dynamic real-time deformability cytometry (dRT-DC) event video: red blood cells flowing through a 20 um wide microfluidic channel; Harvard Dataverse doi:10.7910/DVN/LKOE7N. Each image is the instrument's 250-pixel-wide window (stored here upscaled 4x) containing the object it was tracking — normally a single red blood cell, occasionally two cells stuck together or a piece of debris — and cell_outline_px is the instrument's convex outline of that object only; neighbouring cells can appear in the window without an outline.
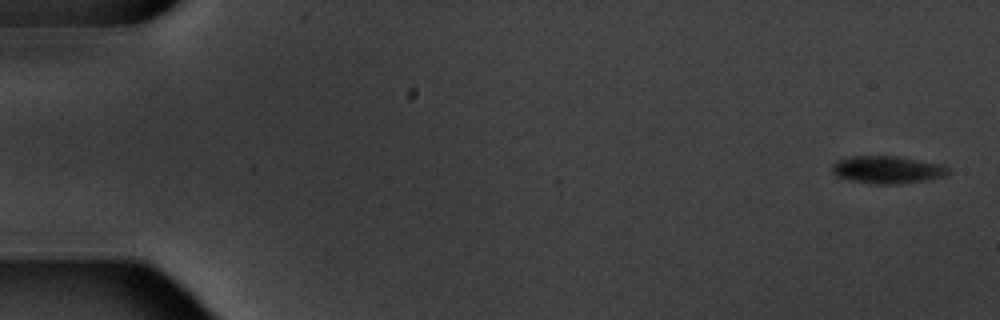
{"species": "common noctule bat (a hibernating species)", "species_latin": "Nyctalus noctula", "temperature_condition": "warm", "stored_images_in_passage": 5, "camera_frame_rate_fps": 3000, "um_per_image_px": 0.085, "animal": {"sex": "male", "body_mass_g": 20.1, "forearm_length_mm": 53.5}, "frame": {"image": 1, "passage_image": 1, "time_ms": 0.0, "image_size_px": [1000, 320], "cell_outline_px": [[948, 172], [944, 176], [924, 180], [892, 184], [876, 184], [852, 180], [836, 176], [832, 172], [832, 164], [836, 160], [852, 156], [896, 156], [920, 160], [940, 164], [948, 168]], "centroid_in_image_um": [75.37, 14.41], "position_along_channel_um": 9.6, "area_um2": 18.32}}
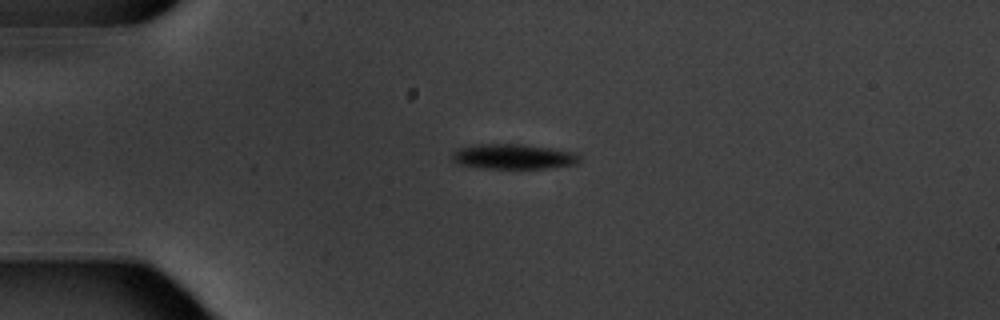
{"frame": {"image": 2, "passage_image": 4, "time_ms": 4.333, "image_size_px": [1000, 320], "cell_outline_px": [[580, 160], [576, 164], [548, 168], [480, 168], [460, 164], [452, 160], [452, 152], [460, 148], [472, 144], [524, 144], [552, 148], [572, 152], [580, 156]], "centroid_in_image_um": [43.62, 13.3], "position_along_channel_um": 41.4, "area_um2": 18.61}}